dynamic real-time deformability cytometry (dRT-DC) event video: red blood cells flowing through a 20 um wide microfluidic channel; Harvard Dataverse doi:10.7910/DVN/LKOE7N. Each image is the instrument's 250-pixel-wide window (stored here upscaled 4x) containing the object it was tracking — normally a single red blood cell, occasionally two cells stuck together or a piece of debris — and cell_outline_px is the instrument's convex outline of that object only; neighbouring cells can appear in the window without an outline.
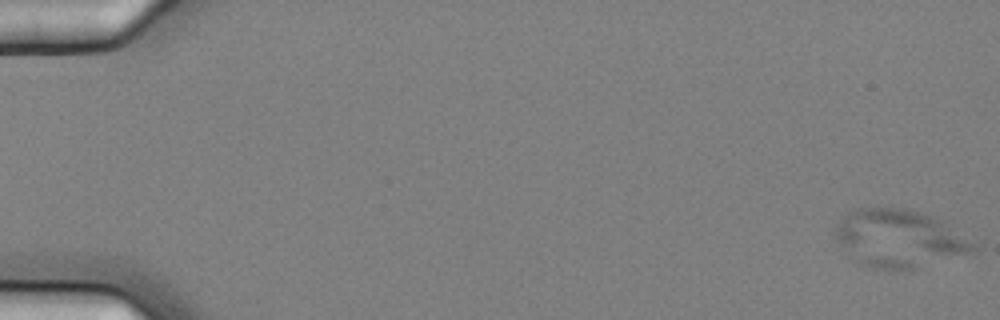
{"species": "common noctule bat (a hibernating species)", "species_latin": "Nyctalus noctula", "temperature_condition": "cold", "stored_images_in_passage": 7, "camera_frame_rate_fps": 3000, "um_per_image_px": 0.085, "animal": {"sex": "female", "body_mass_g": 25.1}, "frame": {"image": 1, "passage_image": 1, "time_ms": 0.0, "image_size_px": [1000, 320], "cell_outline_px": [[980, 248], [976, 252], [912, 268], [872, 268], [860, 264], [848, 256], [832, 236], [836, 224], [848, 212], [856, 208], [904, 208], [932, 216], [940, 220], [976, 244]], "centroid_in_image_um": [76.37, 20.27], "position_along_channel_um": 8.6, "area_um2": 46.18}}
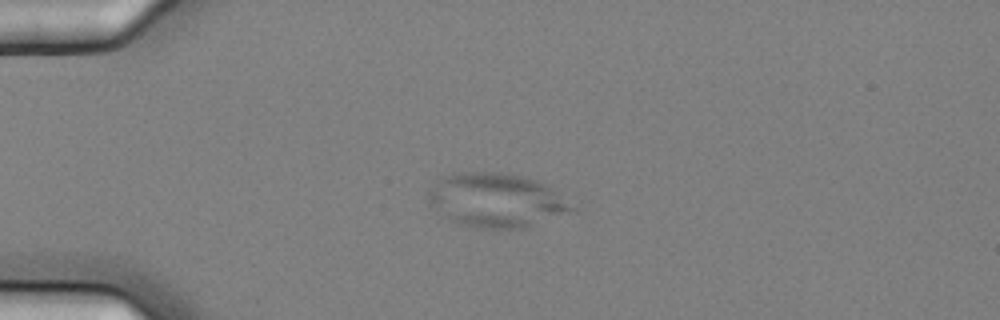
{"frame": {"image": 2, "passage_image": 5, "time_ms": 1.333, "image_size_px": [1000, 320], "cell_outline_px": [[576, 212], [524, 228], [484, 228], [456, 224], [444, 216], [428, 204], [428, 192], [436, 180], [444, 176], [464, 172], [500, 172], [520, 176], [536, 180], [552, 188], [576, 208]], "centroid_in_image_um": [42.19, 17.04], "position_along_channel_um": 42.8, "area_um2": 45.37}}
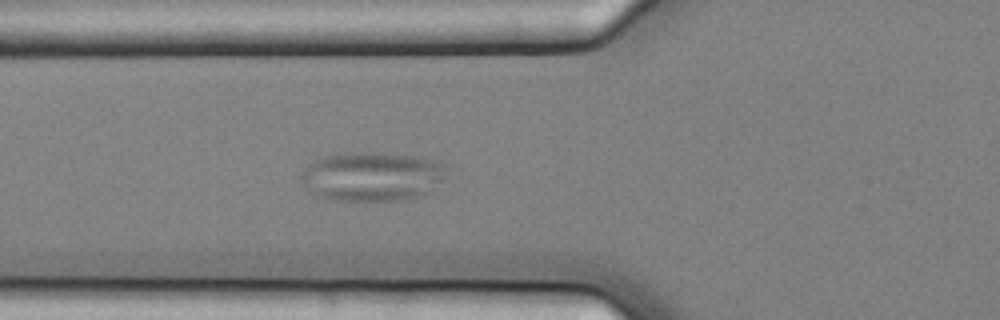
{"frame": {"image": 3, "passage_image": 7, "time_ms": 2.0, "image_size_px": [1000, 320], "cell_outline_px": [[448, 164], [440, 180], [416, 196], [396, 200], [336, 200], [316, 196], [308, 192], [300, 180], [300, 176], [308, 164], [312, 160], [324, 156], [352, 152], [372, 152], [412, 156], [432, 160]], "centroid_in_image_um": [31.49, 14.98], "position_along_channel_um": 94.3, "area_um2": 41.04}}